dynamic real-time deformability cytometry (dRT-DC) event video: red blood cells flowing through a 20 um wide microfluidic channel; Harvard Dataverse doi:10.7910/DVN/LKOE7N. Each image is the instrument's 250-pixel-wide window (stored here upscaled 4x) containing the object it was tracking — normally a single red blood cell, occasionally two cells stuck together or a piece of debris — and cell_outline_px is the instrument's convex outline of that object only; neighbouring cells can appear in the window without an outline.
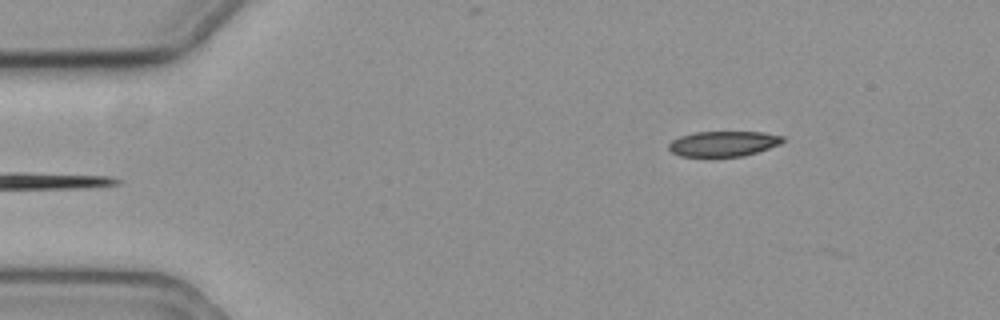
{"species": "common noctule bat (a hibernating species)", "species_latin": "Nyctalus noctula", "temperature_condition": "cold", "stored_images_in_passage": 51, "camera_frame_rate_fps": 3000, "um_per_image_px": 0.085, "animal": {"sex": "female", "body_mass_g": 19.3, "forearm_length_mm": 54.1}, "frame": {"image": 1, "passage_image": 2, "time_ms": 0.333, "image_size_px": [1000, 320], "cell_outline_px": [[784, 140], [780, 144], [744, 156], [680, 156], [672, 152], [668, 148], [668, 144], [672, 140], [680, 136], [696, 132], [764, 132], [784, 136]], "centroid_in_image_um": [61.48, 12.21], "position_along_channel_um": 23.5, "area_um2": 16.7}}
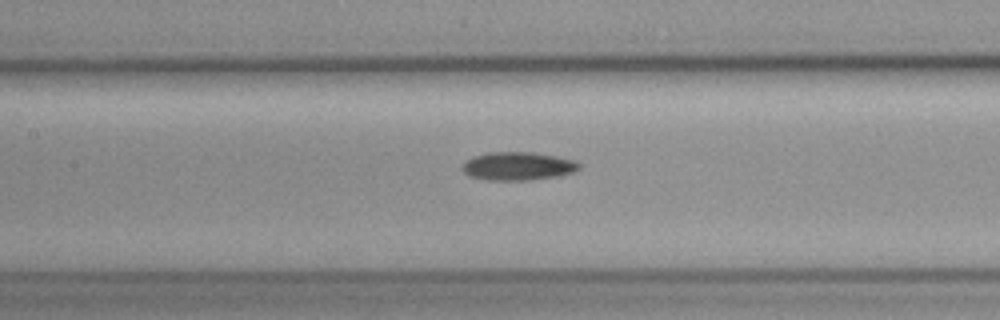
{"frame": {"image": 2, "passage_image": 20, "time_ms": 6.333, "image_size_px": [1000, 320], "cell_outline_px": [[580, 168], [572, 172], [556, 176], [528, 180], [488, 180], [472, 176], [464, 172], [460, 168], [472, 156], [488, 152], [532, 152], [556, 156], [576, 160], [580, 164]], "centroid_in_image_um": [44.03, 14.11], "position_along_channel_um": 163.4, "area_um2": 19.13}}
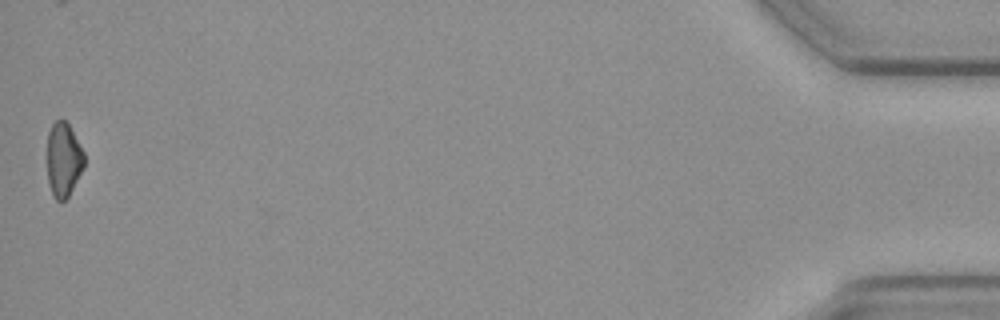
{"frame": {"image": 3, "passage_image": 51, "time_ms": 16.667, "image_size_px": [1000, 320], "cell_outline_px": [[84, 168], [68, 196], [64, 200], [56, 200], [52, 196], [48, 184], [48, 132], [52, 124], [60, 116], [68, 124], [84, 152]], "centroid_in_image_um": [5.39, 13.57], "position_along_channel_um": 429.8, "area_um2": 16.01}, "authors_computed_cell_mechanics": {"area_um2": 17.9758, "velocity_mm_per_s": 3.5855, "shape_relaxation_time_tau1_ms": 3.5782, "shape_relaxation_time_tau2_ms": null, "deformation_change_tau1": 0.0846, "deformation_change_tau2": null}}